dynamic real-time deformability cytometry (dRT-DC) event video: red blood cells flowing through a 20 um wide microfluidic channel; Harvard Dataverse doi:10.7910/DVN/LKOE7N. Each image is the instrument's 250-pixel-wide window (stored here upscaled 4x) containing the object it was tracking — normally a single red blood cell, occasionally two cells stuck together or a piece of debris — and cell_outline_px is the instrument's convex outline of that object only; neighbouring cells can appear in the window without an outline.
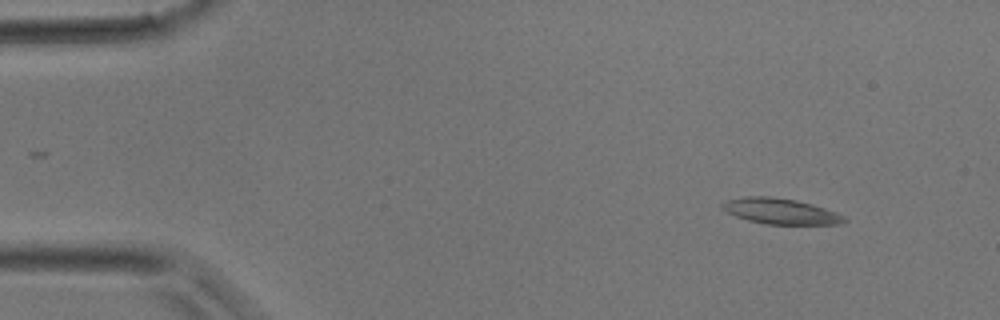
{"species": "common noctule bat (a hibernating species)", "species_latin": "Nyctalus noctula", "temperature_condition": "room temperature", "stored_images_in_passage": 38, "camera_frame_rate_fps": 3000, "um_per_image_px": 0.085, "animal": {"sex": "male", "body_mass_g": 17.9}, "frame": {"image": 1, "passage_image": 1, "time_ms": 0.0, "image_size_px": [1000, 320], "cell_outline_px": [[848, 220], [840, 224], [764, 224], [748, 220], [736, 216], [720, 208], [720, 204], [724, 200], [744, 196], [772, 196], [796, 200], [812, 204], [836, 212], [844, 216]], "centroid_in_image_um": [66.3, 17.94], "position_along_channel_um": 18.7, "area_um2": 18.38}}
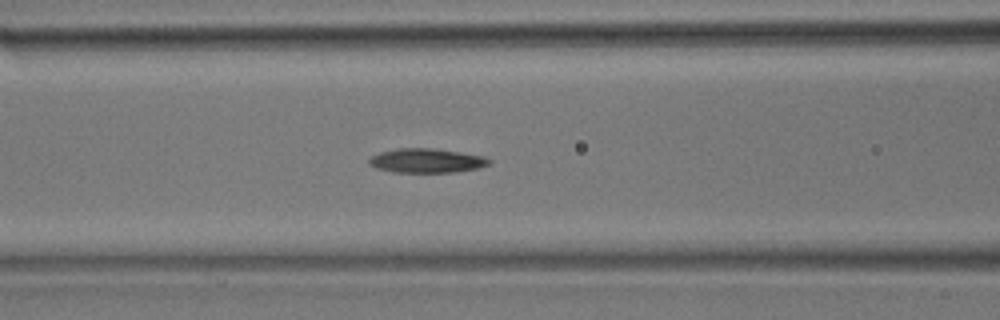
{"frame": {"image": 2, "passage_image": 13, "time_ms": 4.0, "image_size_px": [1000, 320], "cell_outline_px": [[492, 164], [476, 168], [456, 172], [392, 172], [376, 168], [368, 164], [368, 160], [372, 156], [380, 152], [396, 148], [432, 148], [460, 152], [484, 156], [492, 160]], "centroid_in_image_um": [36.26, 13.65], "position_along_channel_um": 130.3, "area_um2": 17.05}}
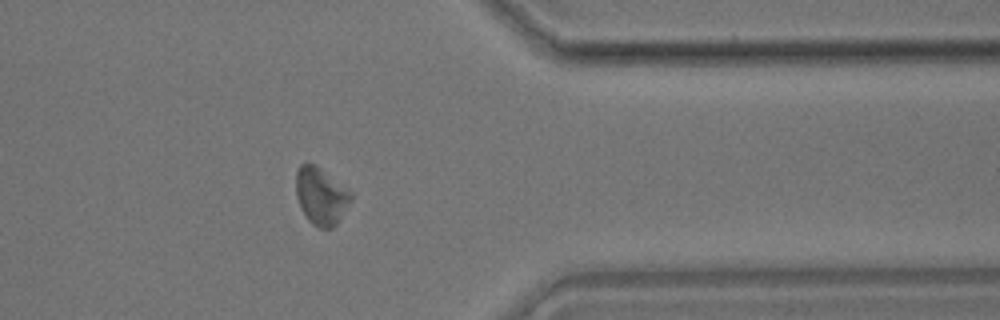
{"frame": {"image": 3, "passage_image": 29, "time_ms": 9.333, "image_size_px": [1000, 320], "cell_outline_px": [[352, 200], [336, 224], [332, 228], [320, 228], [312, 224], [308, 220], [300, 208], [296, 196], [296, 172], [300, 164], [316, 164], [352, 192]], "centroid_in_image_um": [27.28, 16.66], "position_along_channel_um": 384.1, "area_um2": 18.38}}